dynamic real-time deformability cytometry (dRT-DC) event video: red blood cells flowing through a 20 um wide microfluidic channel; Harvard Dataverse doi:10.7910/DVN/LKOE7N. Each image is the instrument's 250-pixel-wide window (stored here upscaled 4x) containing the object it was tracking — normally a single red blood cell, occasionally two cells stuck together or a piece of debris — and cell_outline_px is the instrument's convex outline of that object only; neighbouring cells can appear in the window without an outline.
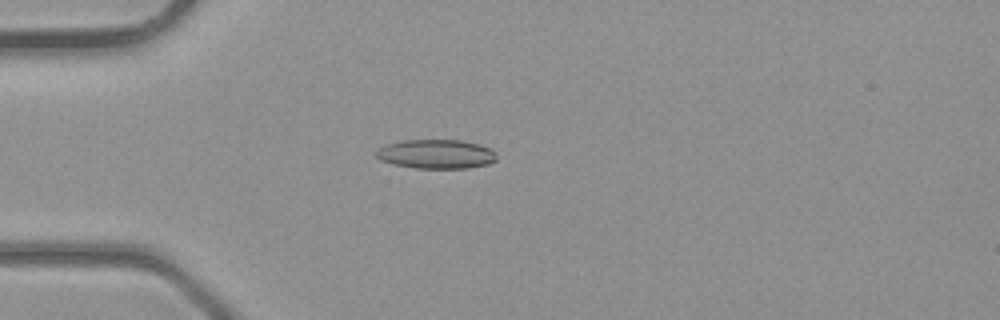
{"species": "common noctule bat (a hibernating species)", "species_latin": "Nyctalus noctula", "temperature_condition": "room temperature", "stored_images_in_passage": 40, "camera_frame_rate_fps": 3000, "um_per_image_px": 0.085, "animal": {"sex": "male", "body_mass_g": 23.1, "forearm_length_mm": 52.7}, "frame": {"image": 1, "passage_image": 11, "time_ms": 3.333, "image_size_px": [1000, 320], "cell_outline_px": [[496, 160], [488, 164], [468, 168], [416, 168], [392, 164], [380, 160], [376, 156], [376, 152], [380, 148], [388, 144], [400, 140], [460, 140], [480, 144], [492, 148], [496, 152]], "centroid_in_image_um": [37.11, 13.09], "position_along_channel_um": 47.9, "area_um2": 20.58}}
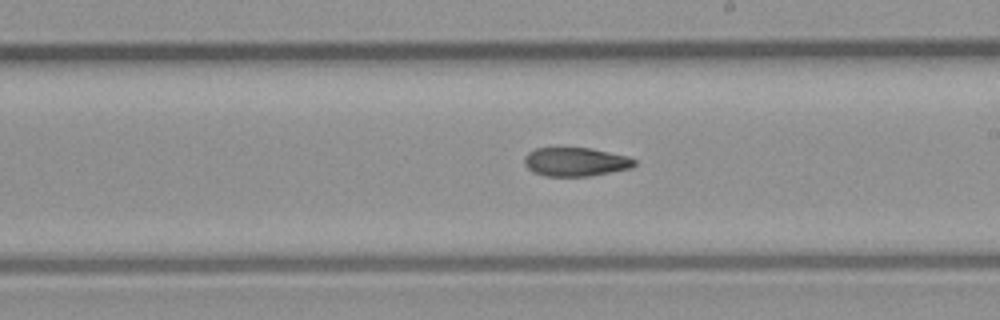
{"frame": {"image": 2, "passage_image": 23, "time_ms": 7.333, "image_size_px": [1000, 320], "cell_outline_px": [[636, 164], [632, 168], [588, 176], [544, 176], [532, 172], [524, 164], [524, 156], [528, 152], [536, 148], [588, 148], [628, 156], [636, 160]], "centroid_in_image_um": [48.9, 13.76], "position_along_channel_um": 240.1, "area_um2": 18.44}}
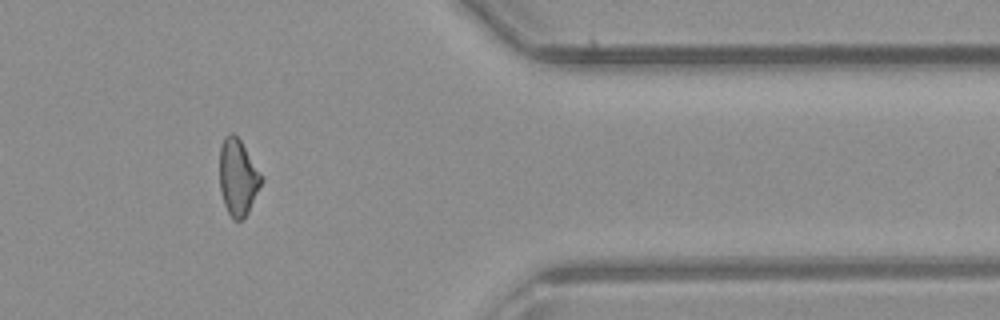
{"frame": {"image": 3, "passage_image": 33, "time_ms": 10.667, "image_size_px": [1000, 320], "cell_outline_px": [[264, 180], [248, 212], [240, 220], [232, 220], [224, 204], [220, 188], [220, 148], [224, 136], [228, 132], [232, 132], [240, 140], [264, 176]], "centroid_in_image_um": [20.24, 15.05], "position_along_channel_um": 391.2, "area_um2": 18.73}}